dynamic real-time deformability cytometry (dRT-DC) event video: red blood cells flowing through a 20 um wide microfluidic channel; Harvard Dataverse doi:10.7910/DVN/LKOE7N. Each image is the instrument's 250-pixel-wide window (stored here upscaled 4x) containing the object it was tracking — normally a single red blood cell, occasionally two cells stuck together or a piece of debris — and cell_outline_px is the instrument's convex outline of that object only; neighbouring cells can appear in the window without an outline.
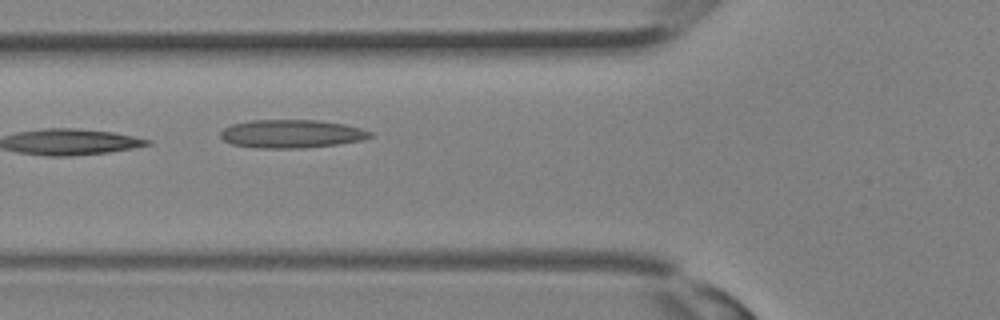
{"species": "Egyptian fruit bat (a non-hibernating species)", "species_latin": "Rousettus aegyptiacus", "temperature_condition": "room temperature", "stored_images_in_passage": 11, "camera_frame_rate_fps": 3000, "um_per_image_px": 0.085, "animal": {"sex": "female"}, "frame": {"image": 1, "passage_image": 5, "time_ms": 1.333, "image_size_px": [1000, 320], "cell_outline_px": [[372, 136], [360, 140], [340, 144], [304, 148], [264, 148], [232, 144], [224, 140], [220, 136], [220, 132], [224, 128], [232, 124], [252, 120], [316, 120], [344, 124], [360, 128], [372, 132]], "centroid_in_image_um": [24.78, 11.37], "position_along_channel_um": 101.0, "area_um2": 24.51}}
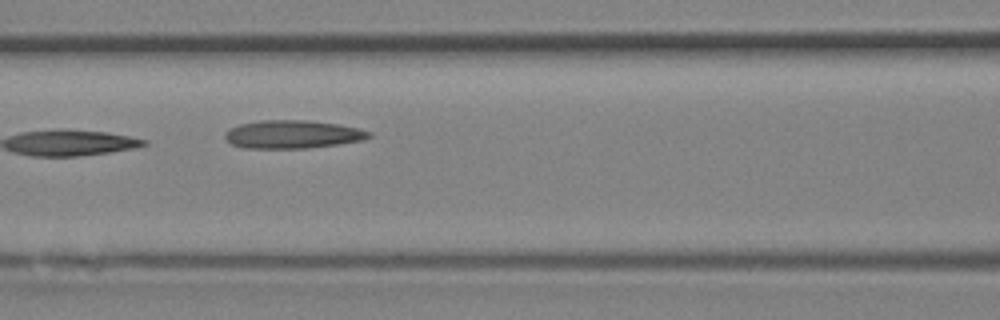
{"frame": {"image": 2, "passage_image": 7, "time_ms": 2.0, "image_size_px": [1000, 320], "cell_outline_px": [[372, 136], [364, 140], [308, 148], [244, 148], [232, 144], [224, 136], [232, 128], [240, 124], [260, 120], [308, 120], [336, 124], [360, 128], [372, 132]], "centroid_in_image_um": [24.92, 11.41], "position_along_channel_um": 141.7, "area_um2": 23.47}}